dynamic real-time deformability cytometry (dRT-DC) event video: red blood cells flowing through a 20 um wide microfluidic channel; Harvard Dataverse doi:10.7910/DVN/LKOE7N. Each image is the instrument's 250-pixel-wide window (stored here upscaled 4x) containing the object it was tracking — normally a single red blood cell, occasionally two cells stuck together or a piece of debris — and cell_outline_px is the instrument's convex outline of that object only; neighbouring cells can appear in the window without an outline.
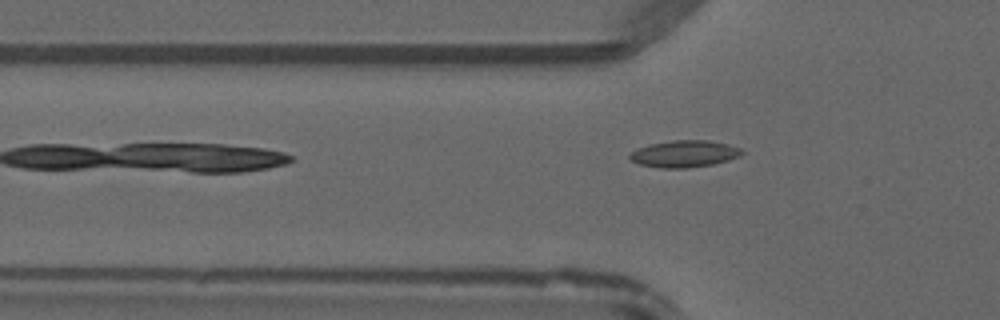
{"species": "common noctule bat (a hibernating species)", "species_latin": "Nyctalus noctula", "temperature_condition": "warm", "stored_images_in_passage": 16, "camera_frame_rate_fps": 3000, "um_per_image_px": 0.085, "animal": {"sex": "male", "forearm_length_mm": 52.5}, "frame": {"image": 1, "passage_image": 16, "time_ms": 5.0, "image_size_px": [1000, 320], "cell_outline_px": [[744, 152], [740, 156], [728, 160], [712, 164], [688, 168], [660, 168], [640, 164], [632, 160], [628, 156], [636, 148], [648, 144], [672, 140], [708, 140], [728, 144], [740, 148]], "centroid_in_image_um": [58.16, 13.07], "position_along_channel_um": 67.6, "area_um2": 17.57}}